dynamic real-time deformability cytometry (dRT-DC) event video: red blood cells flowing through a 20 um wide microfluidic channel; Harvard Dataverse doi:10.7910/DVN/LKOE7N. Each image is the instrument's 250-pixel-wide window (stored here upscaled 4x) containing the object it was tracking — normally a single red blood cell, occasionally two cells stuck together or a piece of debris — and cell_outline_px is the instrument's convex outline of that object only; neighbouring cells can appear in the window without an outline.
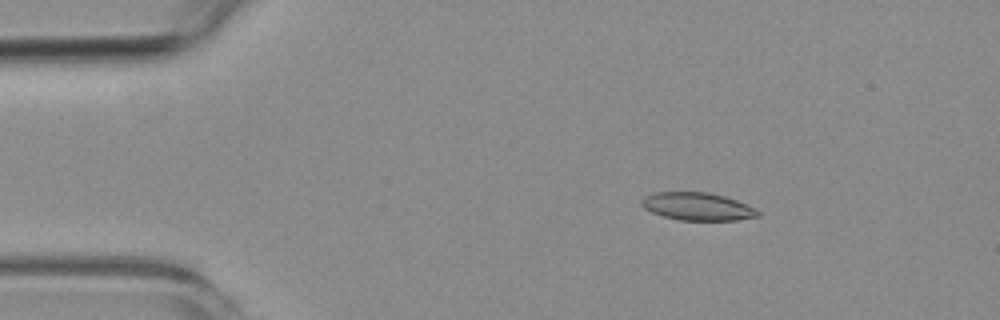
{"species": "common noctule bat (a hibernating species)", "species_latin": "Nyctalus noctula", "temperature_condition": "room temperature", "stored_images_in_passage": 4, "camera_frame_rate_fps": 3000, "um_per_image_px": 0.085, "animal": {"sex": "female", "body_mass_g": 19.3, "forearm_length_mm": 54.1}, "frame": {"image": 1, "passage_image": 2, "time_ms": 2.333, "image_size_px": [1000, 320], "cell_outline_px": [[760, 216], [736, 220], [680, 220], [664, 216], [652, 212], [644, 208], [640, 204], [640, 200], [644, 196], [656, 192], [708, 192], [724, 196], [736, 200], [760, 212]], "centroid_in_image_um": [59.24, 17.54], "position_along_channel_um": 25.8, "area_um2": 18.67}}